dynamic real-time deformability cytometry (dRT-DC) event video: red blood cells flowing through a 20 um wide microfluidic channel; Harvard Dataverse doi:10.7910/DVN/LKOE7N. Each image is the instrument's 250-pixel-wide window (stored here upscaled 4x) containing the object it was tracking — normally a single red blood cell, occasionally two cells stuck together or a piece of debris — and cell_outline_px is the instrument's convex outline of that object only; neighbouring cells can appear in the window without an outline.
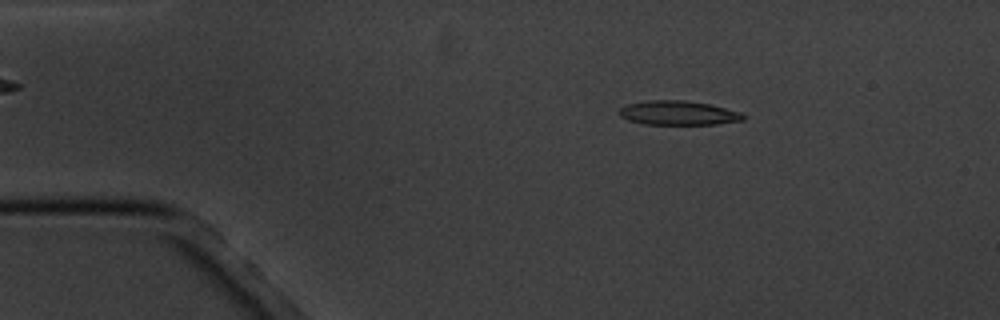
{"species": "common noctule bat (a hibernating species)", "species_latin": "Nyctalus noctula", "temperature_condition": "cold", "stored_images_in_passage": 4, "camera_frame_rate_fps": 3000, "um_per_image_px": 0.085, "animal": {"sex": "male", "body_mass_g": 20.1, "forearm_length_mm": 53.5}, "frame": {"image": 1, "passage_image": 2, "time_ms": 1.0, "image_size_px": [1000, 320], "cell_outline_px": [[744, 120], [716, 124], [644, 124], [628, 120], [620, 116], [616, 112], [624, 104], [648, 100], [684, 100], [712, 104], [740, 112], [744, 116]], "centroid_in_image_um": [57.6, 9.59], "position_along_channel_um": 27.4, "area_um2": 17.69}}